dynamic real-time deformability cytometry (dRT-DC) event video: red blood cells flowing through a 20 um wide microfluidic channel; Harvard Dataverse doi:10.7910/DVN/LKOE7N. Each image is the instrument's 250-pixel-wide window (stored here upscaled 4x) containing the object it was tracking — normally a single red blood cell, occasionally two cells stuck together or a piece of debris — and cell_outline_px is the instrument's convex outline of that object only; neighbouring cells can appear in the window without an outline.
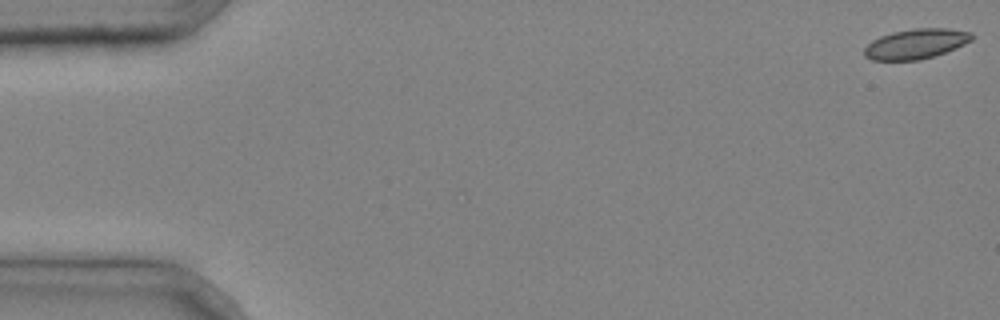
{"species": "common noctule bat (a hibernating species)", "species_latin": "Nyctalus noctula", "temperature_condition": "cold", "stored_images_in_passage": 2, "camera_frame_rate_fps": 3000, "um_per_image_px": 0.085, "animal": {"sex": "male", "body_mass_g": 20.4}, "frame": {"image": 1, "passage_image": 1, "time_ms": 0.0, "image_size_px": [1000, 320], "cell_outline_px": [[972, 40], [964, 44], [944, 52], [920, 60], [872, 60], [864, 56], [864, 48], [872, 40], [880, 36], [892, 32], [912, 28], [948, 28], [972, 32]], "centroid_in_image_um": [77.82, 3.71], "position_along_channel_um": 7.2, "area_um2": 18.73}}